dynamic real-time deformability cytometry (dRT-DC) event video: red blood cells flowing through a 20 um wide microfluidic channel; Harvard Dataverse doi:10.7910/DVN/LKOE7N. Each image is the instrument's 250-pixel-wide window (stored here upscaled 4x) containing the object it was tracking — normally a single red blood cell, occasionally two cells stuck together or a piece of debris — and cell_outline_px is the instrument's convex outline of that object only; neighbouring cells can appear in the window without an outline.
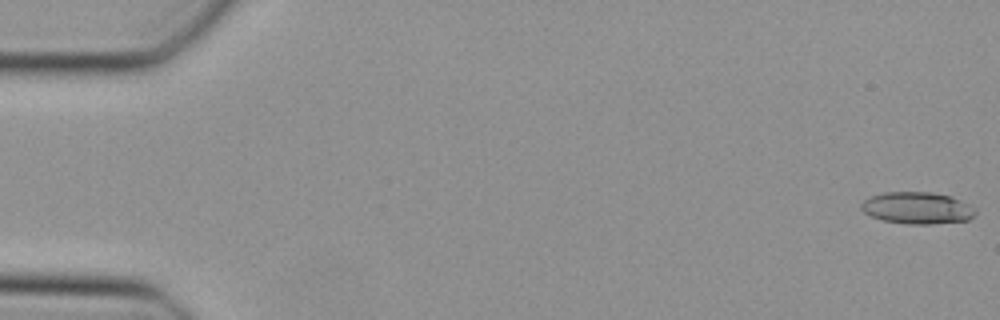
{"species": "Egyptian fruit bat (a non-hibernating species)", "species_latin": "Rousettus aegyptiacus", "temperature_condition": "cold", "stored_images_in_passage": 35, "camera_frame_rate_fps": 3000, "um_per_image_px": 0.085, "animal": {"sex": "female"}, "frame": {"image": 1, "passage_image": 1, "time_ms": 0.0, "image_size_px": [1000, 320], "cell_outline_px": [[976, 212], [968, 220], [932, 224], [908, 224], [884, 220], [872, 216], [864, 212], [860, 208], [860, 204], [864, 200], [872, 196], [884, 192], [932, 192], [952, 196], [976, 208]], "centroid_in_image_um": [77.97, 17.67], "position_along_channel_um": 7.0, "area_um2": 21.15}}
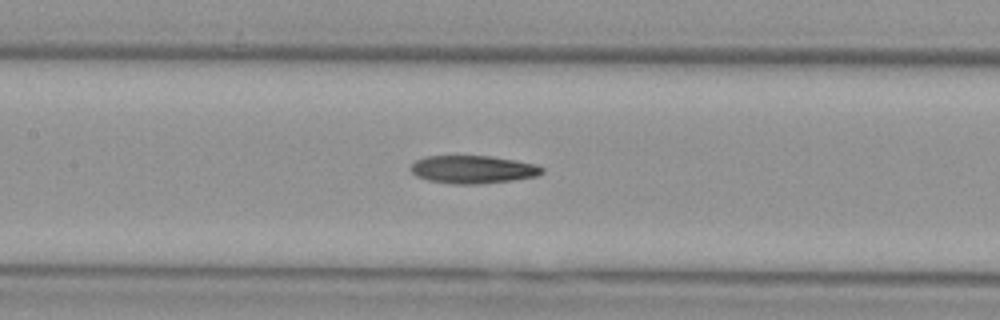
{"frame": {"image": 2, "passage_image": 23, "time_ms": 7.333, "image_size_px": [1000, 320], "cell_outline_px": [[544, 172], [536, 176], [512, 180], [480, 184], [452, 184], [428, 180], [416, 176], [408, 168], [416, 160], [428, 156], [492, 156], [536, 164], [544, 168]], "centroid_in_image_um": [40.19, 14.4], "position_along_channel_um": 167.2, "area_um2": 21.39}}
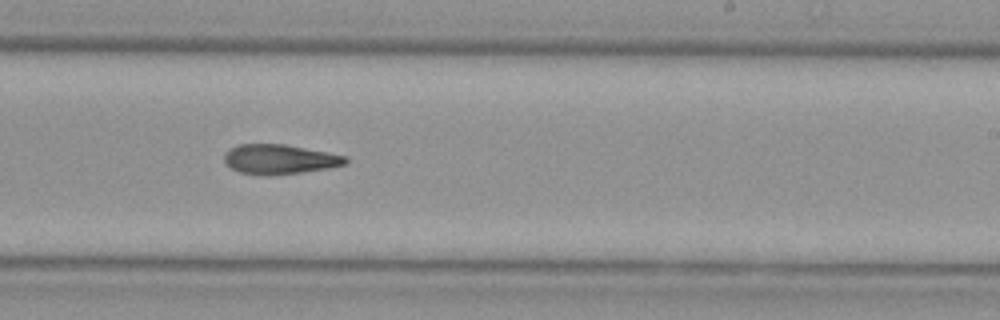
{"frame": {"image": 3, "passage_image": 30, "time_ms": 9.667, "image_size_px": [1000, 320], "cell_outline_px": [[348, 160], [344, 164], [328, 168], [300, 172], [268, 176], [240, 172], [232, 168], [224, 160], [224, 156], [228, 148], [240, 144], [284, 144], [328, 152], [348, 156]], "centroid_in_image_um": [23.76, 13.53], "position_along_channel_um": 265.2, "area_um2": 20.87}}